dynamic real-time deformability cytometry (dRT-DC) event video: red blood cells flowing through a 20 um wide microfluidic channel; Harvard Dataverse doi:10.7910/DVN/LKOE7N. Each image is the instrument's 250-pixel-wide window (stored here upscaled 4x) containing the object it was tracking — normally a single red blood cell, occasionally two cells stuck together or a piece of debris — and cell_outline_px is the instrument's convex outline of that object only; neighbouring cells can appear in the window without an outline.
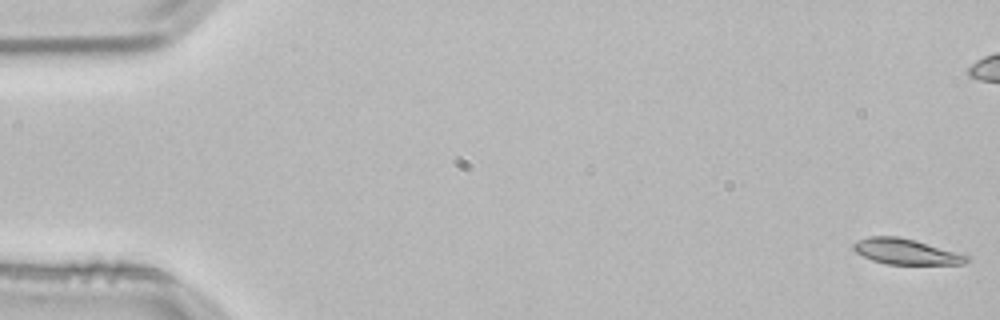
{"species": "common noctule bat (a hibernating species)", "species_latin": "Nyctalus noctula", "temperature_condition": "room temperature", "stored_images_in_passage": 54, "camera_frame_rate_fps": 3000, "um_per_image_px": 0.085, "animal": {"sex": "male", "body_mass_g": 21.5, "forearm_length_mm": 52.0}, "frame": {"image": 1, "passage_image": 1, "time_ms": 0.0, "image_size_px": [1000, 320], "cell_outline_px": [[972, 260], [964, 264], [888, 264], [872, 260], [856, 252], [852, 248], [852, 244], [856, 240], [868, 236], [896, 236], [912, 240], [972, 256]], "centroid_in_image_um": [77.02, 21.39], "position_along_channel_um": 8.0, "area_um2": 16.82}}
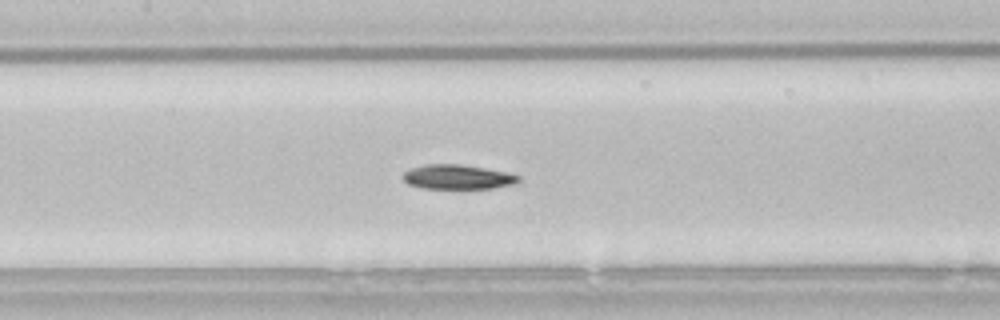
{"frame": {"image": 2, "passage_image": 25, "time_ms": 8.0, "image_size_px": [1000, 320], "cell_outline_px": [[520, 180], [512, 184], [492, 188], [464, 192], [460, 192], [420, 188], [408, 184], [404, 180], [404, 172], [408, 168], [424, 164], [460, 164], [484, 168], [504, 172], [520, 176]], "centroid_in_image_um": [38.84, 15.1], "position_along_channel_um": 168.6, "area_um2": 17.46}}
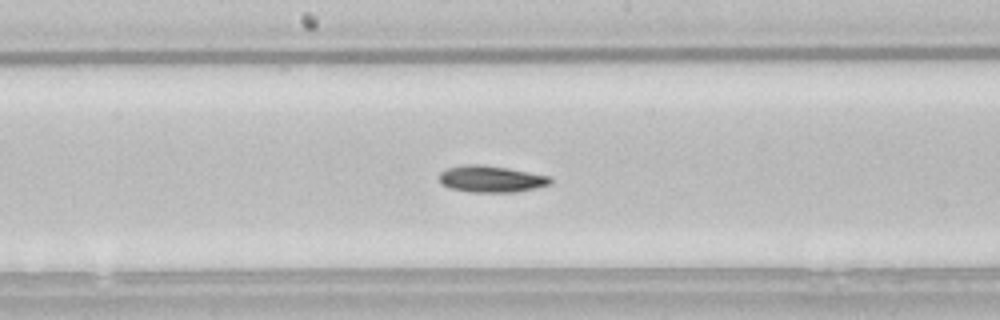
{"frame": {"image": 3, "passage_image": 28, "time_ms": 9.0, "image_size_px": [1000, 320], "cell_outline_px": [[552, 184], [536, 188], [516, 192], [468, 192], [448, 188], [440, 184], [436, 176], [440, 172], [448, 168], [464, 164], [484, 164], [508, 168], [552, 176]], "centroid_in_image_um": [41.72, 15.21], "position_along_channel_um": 206.5, "area_um2": 17.74}, "authors_computed_cell_mechanics": {"area_um2": 17.051, "velocity_mm_per_s": 3.8045, "shape_relaxation_time_tau1_ms": 5.5696, "shape_relaxation_time_tau2_ms": null, "deformation_change_tau1": 0.1303, "deformation_change_tau2": null}}